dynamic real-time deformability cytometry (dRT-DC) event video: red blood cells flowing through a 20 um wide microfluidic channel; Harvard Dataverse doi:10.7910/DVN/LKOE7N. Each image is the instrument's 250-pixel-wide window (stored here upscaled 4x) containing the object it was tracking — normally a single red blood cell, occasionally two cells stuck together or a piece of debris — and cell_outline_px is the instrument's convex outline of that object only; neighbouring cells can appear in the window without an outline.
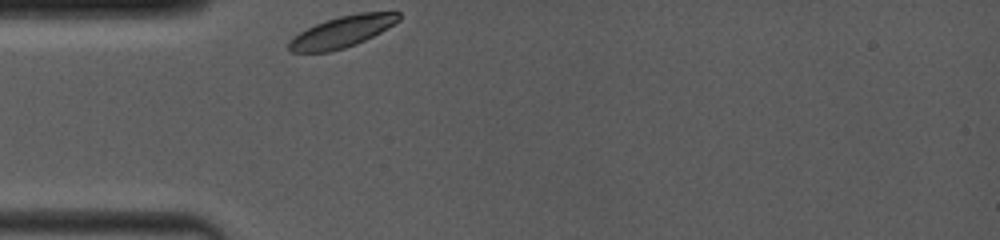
{"species": "common noctule bat (a hibernating species)", "species_latin": "Nyctalus noctula", "temperature_condition": "room temperature", "stored_images_in_passage": 38, "camera_frame_rate_fps": 4000, "um_per_image_px": 0.085, "animal": {"sex": "female", "body_mass_g": 19.0, "forearm_length_mm": 53.3}, "frame": {"image": 1, "passage_image": 1, "time_ms": 0.0, "image_size_px": [1000, 240], "cell_outline_px": [[400, 20], [380, 32], [356, 44], [344, 48], [328, 52], [292, 52], [288, 48], [288, 44], [292, 36], [316, 24], [340, 16], [360, 12], [400, 12]], "centroid_in_image_um": [29.07, 2.7], "position_along_channel_um": 55.9, "area_um2": 19.77}}
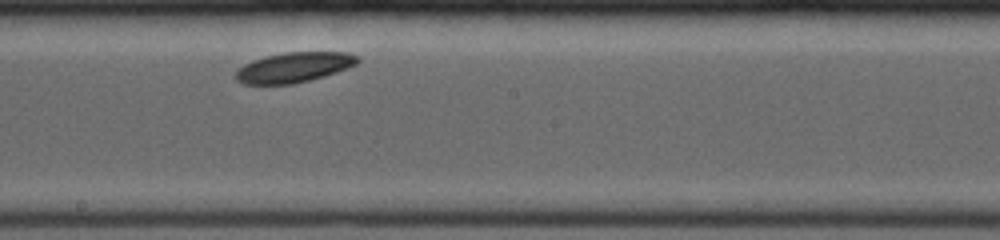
{"frame": {"image": 2, "passage_image": 22, "time_ms": 4.75, "image_size_px": [1000, 240], "cell_outline_px": [[360, 60], [356, 64], [324, 76], [292, 84], [244, 84], [236, 80], [236, 72], [244, 64], [252, 60], [264, 56], [284, 52], [348, 52], [360, 56]], "centroid_in_image_um": [24.98, 5.71], "position_along_channel_um": 223.2, "area_um2": 21.27}}
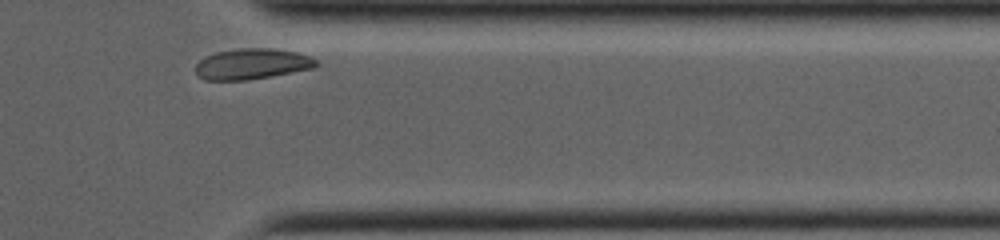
{"frame": {"image": 3, "passage_image": 38, "time_ms": 9.25, "image_size_px": [1000, 240], "cell_outline_px": [[320, 64], [312, 68], [268, 76], [244, 80], [204, 80], [196, 72], [196, 64], [204, 56], [216, 52], [240, 48], [272, 48], [296, 52], [312, 56]], "centroid_in_image_um": [21.41, 5.42], "position_along_channel_um": 390.0, "area_um2": 21.44}}